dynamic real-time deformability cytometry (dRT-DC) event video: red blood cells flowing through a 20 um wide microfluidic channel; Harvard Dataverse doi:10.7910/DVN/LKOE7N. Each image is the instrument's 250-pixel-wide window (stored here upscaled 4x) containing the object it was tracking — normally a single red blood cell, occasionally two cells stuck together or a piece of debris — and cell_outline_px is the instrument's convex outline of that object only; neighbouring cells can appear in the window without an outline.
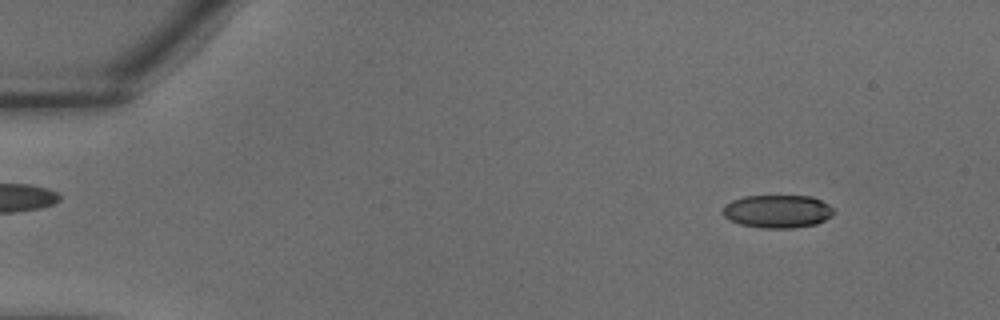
{"species": "common noctule bat (a hibernating species)", "species_latin": "Nyctalus noctula", "temperature_condition": "warm", "stored_images_in_passage": 37, "camera_frame_rate_fps": 3000, "um_per_image_px": 0.085, "animal": {"sex": "male", "body_mass_g": 18.8}, "frame": {"image": 1, "passage_image": 4, "time_ms": 1.0, "image_size_px": [1000, 320], "cell_outline_px": [[836, 212], [832, 216], [816, 224], [792, 228], [760, 228], [740, 224], [728, 220], [724, 216], [724, 204], [732, 200], [744, 196], [812, 196], [828, 204]], "centroid_in_image_um": [66.08, 17.97], "position_along_channel_um": 18.9, "area_um2": 21.44}}
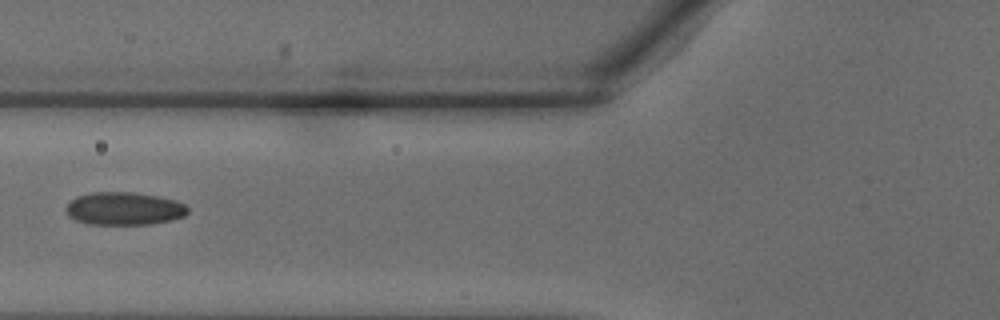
{"frame": {"image": 2, "passage_image": 15, "time_ms": 4.667, "image_size_px": [1000, 320], "cell_outline_px": [[188, 212], [184, 216], [172, 220], [152, 224], [88, 224], [76, 220], [68, 216], [64, 208], [76, 196], [92, 192], [132, 192], [156, 196], [176, 200], [184, 204], [188, 208]], "centroid_in_image_um": [10.54, 17.73], "position_along_channel_um": 115.3, "area_um2": 23.41}}
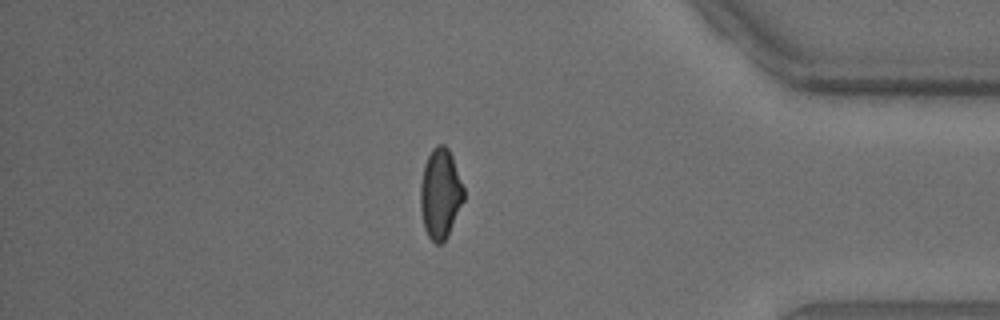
{"frame": {"image": 3, "passage_image": 32, "time_ms": 10.333, "image_size_px": [1000, 320], "cell_outline_px": [[464, 200], [444, 240], [440, 244], [436, 244], [428, 236], [424, 228], [420, 208], [420, 184], [424, 164], [432, 148], [436, 144], [444, 144], [448, 148], [452, 156], [464, 188]], "centroid_in_image_um": [37.41, 16.42], "position_along_channel_um": 397.8, "area_um2": 22.6}}